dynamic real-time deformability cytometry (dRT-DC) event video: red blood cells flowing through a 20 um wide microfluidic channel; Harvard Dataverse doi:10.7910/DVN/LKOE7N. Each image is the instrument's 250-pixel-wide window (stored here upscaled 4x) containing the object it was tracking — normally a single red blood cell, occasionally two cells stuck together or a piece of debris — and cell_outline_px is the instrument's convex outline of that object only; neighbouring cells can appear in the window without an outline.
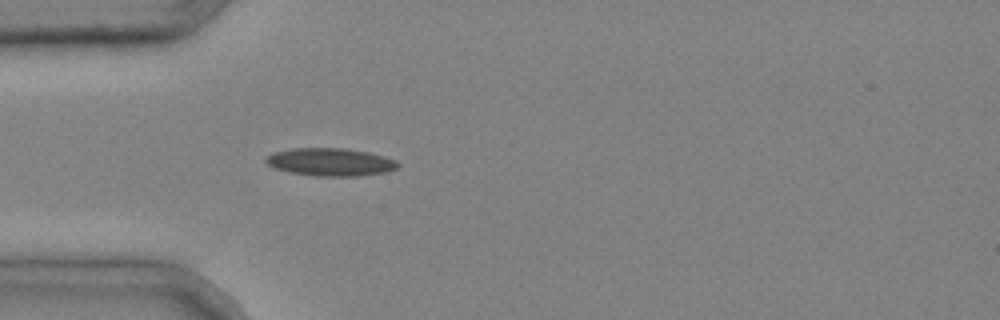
{"species": "common noctule bat (a hibernating species)", "species_latin": "Nyctalus noctula", "temperature_condition": "cold", "stored_images_in_passage": 1, "camera_frame_rate_fps": 3000, "um_per_image_px": 0.085, "animal": {"sex": "male", "body_mass_g": 20.4}, "frame": {"image": 1, "passage_image": 1, "time_ms": 0.0, "image_size_px": [1000, 320], "cell_outline_px": [[400, 164], [396, 168], [384, 172], [360, 176], [316, 176], [292, 172], [276, 168], [268, 164], [264, 160], [264, 156], [272, 152], [292, 148], [340, 148], [368, 152], [384, 156], [396, 160]], "centroid_in_image_um": [28.06, 13.76], "position_along_channel_um": 56.9, "area_um2": 21.33}}